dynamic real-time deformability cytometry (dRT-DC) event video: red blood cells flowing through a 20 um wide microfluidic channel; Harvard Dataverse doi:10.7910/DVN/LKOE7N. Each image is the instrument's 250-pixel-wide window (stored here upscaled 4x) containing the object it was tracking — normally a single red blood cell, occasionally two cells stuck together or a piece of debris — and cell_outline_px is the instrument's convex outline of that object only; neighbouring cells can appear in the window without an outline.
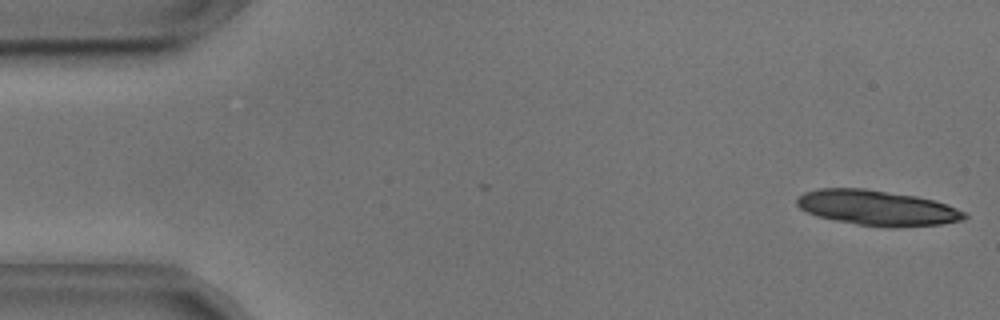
{"species": "common noctule bat (a hibernating species)", "species_latin": "Nyctalus noctula", "temperature_condition": "cold", "stored_images_in_passage": 50, "camera_frame_rate_fps": 3000, "um_per_image_px": 0.085, "animal": {"sex": "male", "body_mass_g": 17.9, "forearm_length_mm": 54.2}, "frame": {"image": 1, "passage_image": 1, "time_ms": 0.0, "image_size_px": [1000, 320], "cell_outline_px": [[968, 216], [964, 220], [940, 224], [896, 228], [888, 228], [856, 224], [816, 216], [800, 208], [796, 204], [796, 200], [804, 192], [820, 188], [864, 188], [916, 196], [948, 204], [968, 212]], "centroid_in_image_um": [74.61, 17.68], "position_along_channel_um": 10.4, "area_um2": 34.62}}
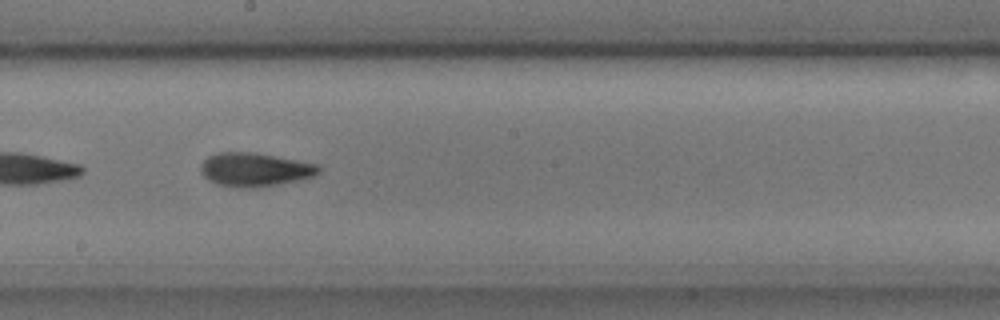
{"frame": {"image": 2, "passage_image": 29, "time_ms": 9.333, "image_size_px": [1000, 320], "cell_outline_px": [[320, 172], [312, 176], [296, 180], [256, 188], [240, 188], [216, 184], [208, 180], [200, 172], [200, 164], [208, 156], [220, 152], [256, 152], [320, 164]], "centroid_in_image_um": [21.63, 14.4], "position_along_channel_um": 226.6, "area_um2": 23.29}, "authors_computed_cell_mechanics": {"area_um2": 22.6865, "velocity_mm_per_s": 3.618, "shape_relaxation_time_tau1_ms": 3.266, "shape_relaxation_time_tau2_ms": 2.7553, "deformation_change_tau1": 0.1457, "deformation_change_tau2": 0.0977}}